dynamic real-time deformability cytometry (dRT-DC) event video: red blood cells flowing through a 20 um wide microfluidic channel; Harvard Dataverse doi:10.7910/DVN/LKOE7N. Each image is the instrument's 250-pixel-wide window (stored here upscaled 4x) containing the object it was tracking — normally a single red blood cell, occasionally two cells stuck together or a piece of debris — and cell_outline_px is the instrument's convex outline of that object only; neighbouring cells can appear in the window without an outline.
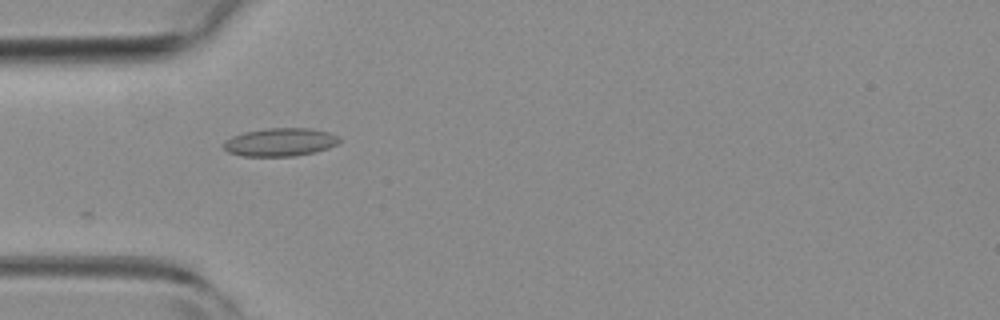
{"species": "common noctule bat (a hibernating species)", "species_latin": "Nyctalus noctula", "temperature_condition": "room temperature", "stored_images_in_passage": 5, "camera_frame_rate_fps": 3000, "um_per_image_px": 0.085, "animal": {"sex": "female", "body_mass_g": 19.3, "forearm_length_mm": 54.1}, "frame": {"image": 1, "passage_image": 5, "time_ms": 1.333, "image_size_px": [1000, 320], "cell_outline_px": [[340, 140], [336, 144], [328, 148], [316, 152], [292, 156], [240, 156], [228, 152], [224, 148], [224, 140], [232, 136], [244, 132], [264, 128], [312, 128], [328, 132], [340, 136]], "centroid_in_image_um": [23.81, 12.07], "position_along_channel_um": 61.2, "area_um2": 19.13}}